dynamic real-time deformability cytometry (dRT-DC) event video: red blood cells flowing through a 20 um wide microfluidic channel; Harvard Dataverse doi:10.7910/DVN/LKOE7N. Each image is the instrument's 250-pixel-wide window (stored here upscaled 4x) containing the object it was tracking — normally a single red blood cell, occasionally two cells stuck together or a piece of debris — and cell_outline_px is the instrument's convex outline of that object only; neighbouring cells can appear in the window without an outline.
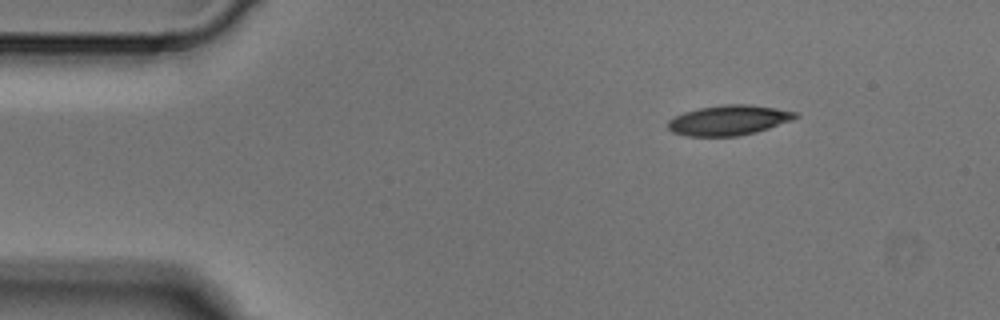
{"species": "Egyptian fruit bat (a non-hibernating species)", "species_latin": "Rousettus aegyptiacus", "temperature_condition": "cold", "stored_images_in_passage": 3, "segment_of_instrument_passage": [2, 2], "camera_frame_rate_fps": 3000, "um_per_image_px": 0.085, "animal": {"sex": "male"}, "frame": {"image": 1, "passage_image": 3, "time_ms": 0.667, "image_size_px": [1000, 320], "cell_outline_px": [[800, 116], [792, 120], [756, 132], [736, 136], [688, 136], [672, 132], [668, 128], [668, 120], [684, 112], [700, 108], [720, 104], [748, 104], [776, 108], [796, 112]], "centroid_in_image_um": [61.94, 10.21], "position_along_channel_um": 23.1, "area_um2": 22.25}}